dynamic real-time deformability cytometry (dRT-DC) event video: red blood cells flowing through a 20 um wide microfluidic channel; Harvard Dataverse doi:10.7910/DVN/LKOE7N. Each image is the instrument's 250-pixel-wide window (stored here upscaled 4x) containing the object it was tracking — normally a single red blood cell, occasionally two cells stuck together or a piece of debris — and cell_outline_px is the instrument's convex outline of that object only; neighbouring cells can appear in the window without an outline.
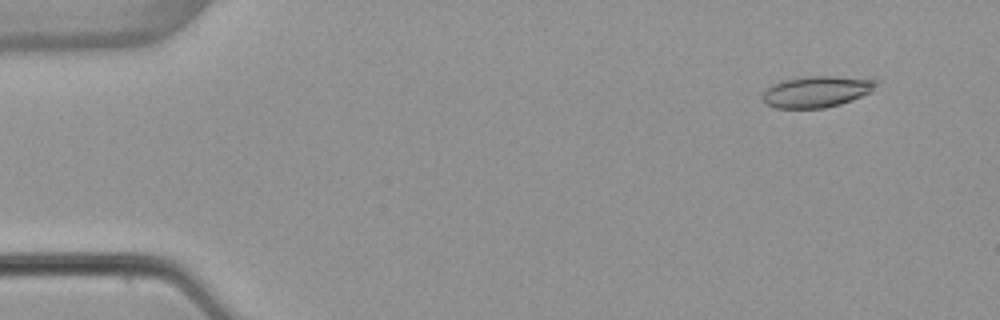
{"species": "common noctule bat (a hibernating species)", "species_latin": "Nyctalus noctula", "temperature_condition": "warm", "stored_images_in_passage": 42, "segment_of_instrument_passage": [1, 2], "camera_frame_rate_fps": 3000, "um_per_image_px": 0.085, "animal": {"sex": "female", "body_mass_g": 22.7, "forearm_length_mm": 54.2}, "frame": {"image": 1, "passage_image": 5, "time_ms": 1.333, "image_size_px": [1000, 320], "cell_outline_px": [[880, 80], [872, 92], [852, 100], [840, 104], [824, 108], [776, 108], [768, 104], [760, 96], [772, 84], [780, 80], [804, 76], [872, 76]], "centroid_in_image_um": [69.52, 7.75], "position_along_channel_um": 15.5, "area_um2": 21.39}}